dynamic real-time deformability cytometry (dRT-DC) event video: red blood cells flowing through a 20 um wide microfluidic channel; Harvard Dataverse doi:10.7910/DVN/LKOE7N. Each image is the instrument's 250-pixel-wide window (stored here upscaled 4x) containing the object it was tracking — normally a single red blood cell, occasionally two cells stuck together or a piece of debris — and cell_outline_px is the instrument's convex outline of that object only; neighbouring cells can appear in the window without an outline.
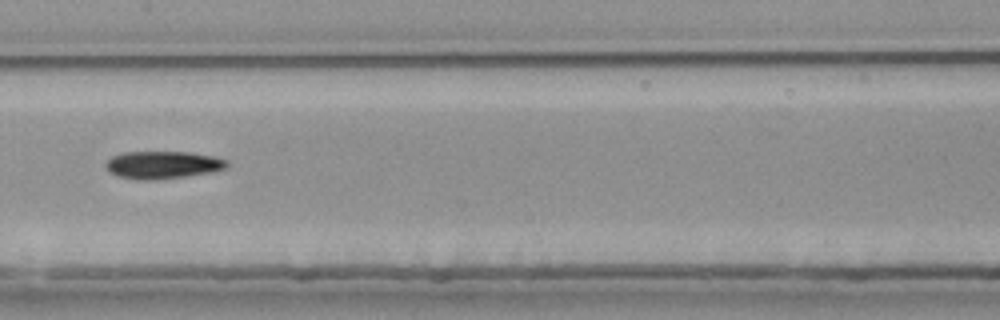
{"species": "common noctule bat (a hibernating species)", "species_latin": "Nyctalus noctula", "temperature_condition": "room temperature", "stored_images_in_passage": 38, "camera_frame_rate_fps": 3000, "um_per_image_px": 0.085, "animal": {"sex": "female", "body_mass_g": 25.1}, "frame": {"image": 1, "passage_image": 12, "time_ms": 3.667, "image_size_px": [1000, 320], "cell_outline_px": [[228, 164], [224, 168], [208, 172], [184, 176], [144, 180], [120, 176], [112, 172], [104, 164], [112, 156], [120, 152], [188, 152], [216, 156], [228, 160]], "centroid_in_image_um": [13.84, 13.98], "position_along_channel_um": 193.6, "area_um2": 19.02}}